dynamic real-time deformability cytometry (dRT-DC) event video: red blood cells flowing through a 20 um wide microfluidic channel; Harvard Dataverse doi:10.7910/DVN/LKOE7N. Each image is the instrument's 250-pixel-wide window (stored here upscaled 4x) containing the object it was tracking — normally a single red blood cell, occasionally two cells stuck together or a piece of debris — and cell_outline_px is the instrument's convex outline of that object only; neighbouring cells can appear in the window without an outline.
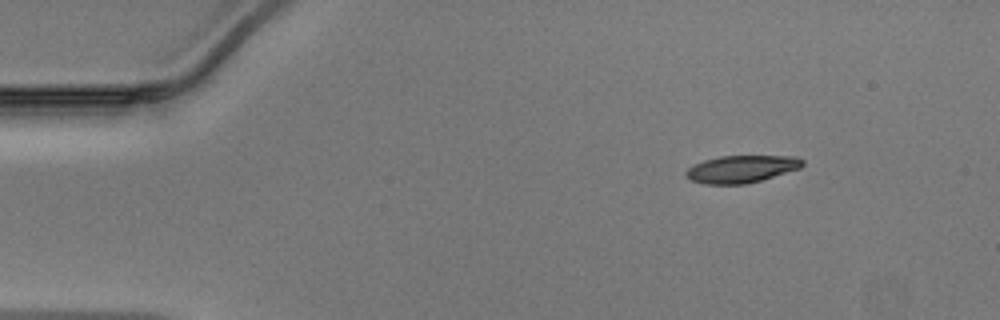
{"species": "Egyptian fruit bat (a non-hibernating species)", "species_latin": "Rousettus aegyptiacus", "temperature_condition": "warm", "stored_images_in_passage": 43, "camera_frame_rate_fps": 3000, "um_per_image_px": 0.085, "animal": {"sex": "male"}, "frame": {"image": 1, "passage_image": 1, "time_ms": 0.0, "image_size_px": [1000, 320], "cell_outline_px": [[804, 164], [800, 168], [760, 180], [744, 184], [704, 184], [692, 180], [684, 176], [684, 172], [692, 164], [704, 160], [720, 156], [796, 156], [804, 160]], "centroid_in_image_um": [62.99, 14.36], "position_along_channel_um": 22.0, "area_um2": 18.55}}
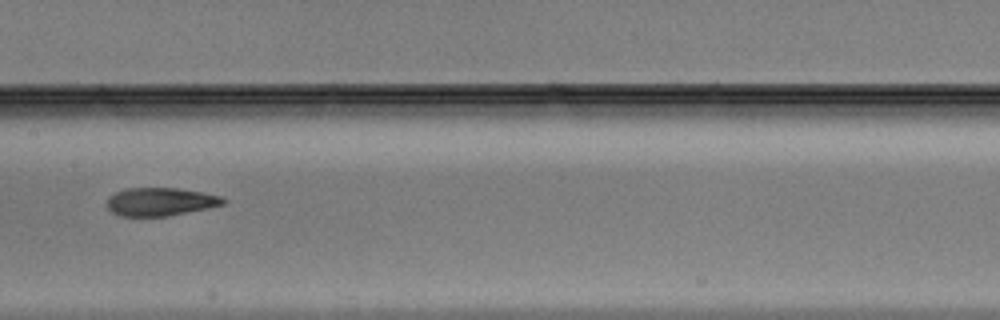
{"frame": {"image": 2, "passage_image": 19, "time_ms": 6.0, "image_size_px": [1000, 320], "cell_outline_px": [[228, 200], [224, 204], [208, 208], [164, 216], [120, 216], [112, 212], [108, 208], [108, 196], [116, 192], [128, 188], [176, 188], [204, 192], [220, 196]], "centroid_in_image_um": [13.64, 17.14], "position_along_channel_um": 193.8, "area_um2": 18.96}}
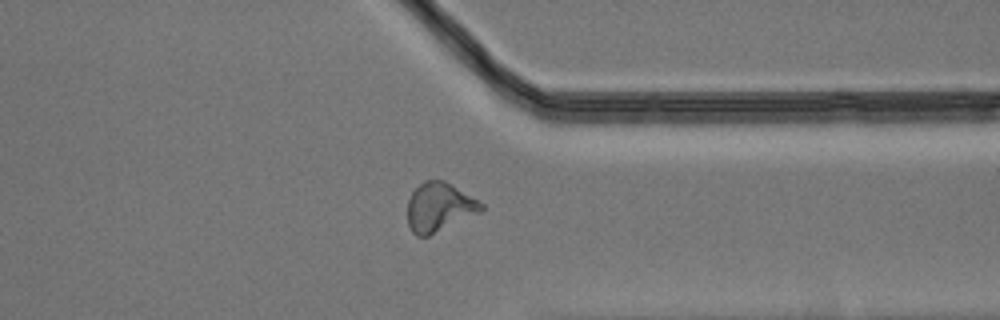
{"frame": {"image": 3, "passage_image": 32, "time_ms": 10.333, "image_size_px": [1000, 320], "cell_outline_px": [[484, 208], [480, 212], [428, 236], [416, 236], [412, 232], [408, 224], [408, 200], [412, 192], [424, 180], [444, 180], [484, 204]], "centroid_in_image_um": [37.32, 17.61], "position_along_channel_um": 374.1, "area_um2": 20.75}}